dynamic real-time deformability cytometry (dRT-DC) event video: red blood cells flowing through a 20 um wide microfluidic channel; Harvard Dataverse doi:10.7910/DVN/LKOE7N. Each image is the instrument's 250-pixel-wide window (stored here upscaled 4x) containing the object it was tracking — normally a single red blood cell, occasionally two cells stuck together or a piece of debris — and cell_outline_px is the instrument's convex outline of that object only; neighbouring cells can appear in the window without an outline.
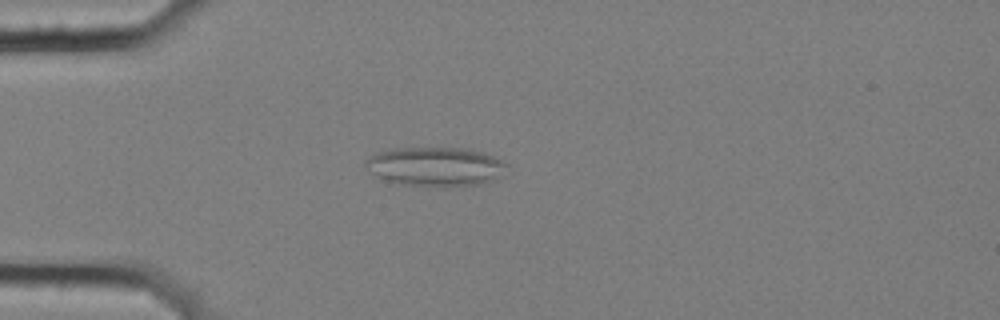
{"species": "common noctule bat (a hibernating species)", "species_latin": "Nyctalus noctula", "temperature_condition": "cold", "stored_images_in_passage": 4, "camera_frame_rate_fps": 3000, "um_per_image_px": 0.085, "animal": {"sex": "female", "body_mass_g": 25.1}, "frame": {"image": 1, "passage_image": 4, "time_ms": 1.0, "image_size_px": [1000, 320], "cell_outline_px": [[508, 164], [496, 180], [480, 184], [404, 184], [384, 180], [364, 168], [364, 160], [376, 152], [396, 148], [464, 148], [484, 152]], "centroid_in_image_um": [36.96, 14.12], "position_along_channel_um": 48.0, "area_um2": 31.44}}